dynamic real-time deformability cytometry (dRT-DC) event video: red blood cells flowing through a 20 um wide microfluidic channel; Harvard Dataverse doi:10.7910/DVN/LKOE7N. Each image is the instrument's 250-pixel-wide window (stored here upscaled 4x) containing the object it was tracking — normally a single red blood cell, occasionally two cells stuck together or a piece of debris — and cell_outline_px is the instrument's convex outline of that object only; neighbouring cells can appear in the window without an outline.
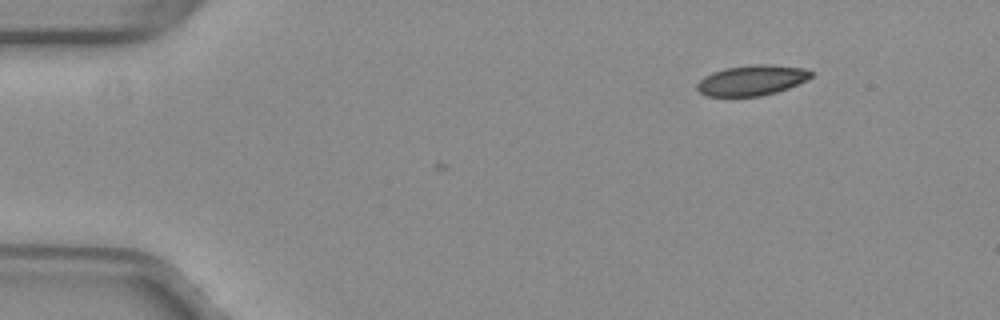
{"species": "common noctule bat (a hibernating species)", "species_latin": "Nyctalus noctula", "temperature_condition": "warm", "stored_images_in_passage": 40, "camera_frame_rate_fps": 3000, "um_per_image_px": 0.085, "animal": {"sex": "female", "body_mass_g": 29.2, "forearm_length_mm": 56.3}, "frame": {"image": 1, "passage_image": 1, "time_ms": 0.0, "image_size_px": [1000, 320], "cell_outline_px": [[812, 76], [808, 80], [788, 88], [776, 92], [760, 96], [708, 96], [700, 92], [696, 88], [696, 84], [704, 76], [712, 72], [724, 68], [752, 64], [772, 64], [804, 68], [812, 72]], "centroid_in_image_um": [63.91, 6.81], "position_along_channel_um": 21.1, "area_um2": 20.29}}
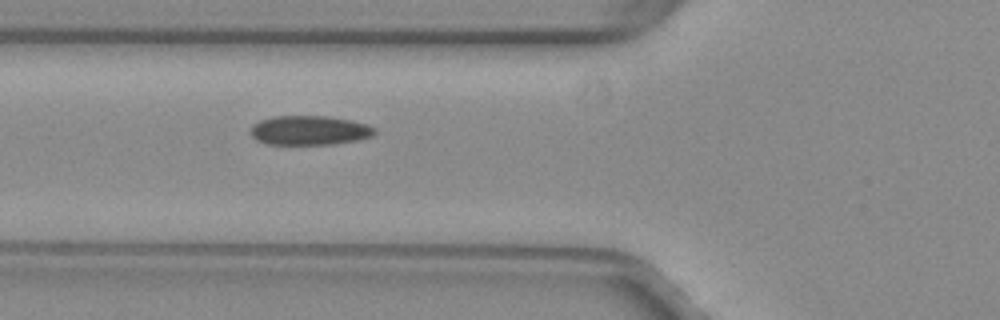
{"frame": {"image": 2, "passage_image": 14, "time_ms": 4.333, "image_size_px": [1000, 320], "cell_outline_px": [[376, 132], [372, 136], [356, 140], [332, 144], [264, 144], [256, 140], [252, 136], [252, 124], [260, 120], [272, 116], [328, 116], [352, 120], [368, 124], [376, 128]], "centroid_in_image_um": [26.31, 11.07], "position_along_channel_um": 99.5, "area_um2": 21.33}}
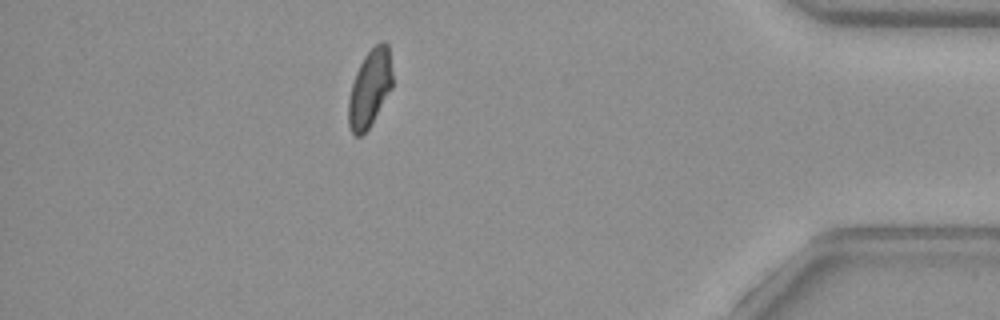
{"frame": {"image": 3, "passage_image": 40, "time_ms": 13.0, "image_size_px": [1000, 320], "cell_outline_px": [[392, 88], [368, 128], [360, 136], [356, 136], [352, 132], [348, 124], [348, 100], [352, 84], [356, 72], [364, 56], [380, 40], [384, 40], [388, 44], [392, 72]], "centroid_in_image_um": [31.43, 7.47], "position_along_channel_um": 403.8, "area_um2": 19.65}, "authors_computed_cell_mechanics": {"area_um2": 21.2415, "velocity_mm_per_s": 4.0236, "shape_relaxation_time_tau1_ms": null, "shape_relaxation_time_tau2_ms": 1.3988, "deformation_change_tau1": null, "deformation_change_tau2": 0.0568}}